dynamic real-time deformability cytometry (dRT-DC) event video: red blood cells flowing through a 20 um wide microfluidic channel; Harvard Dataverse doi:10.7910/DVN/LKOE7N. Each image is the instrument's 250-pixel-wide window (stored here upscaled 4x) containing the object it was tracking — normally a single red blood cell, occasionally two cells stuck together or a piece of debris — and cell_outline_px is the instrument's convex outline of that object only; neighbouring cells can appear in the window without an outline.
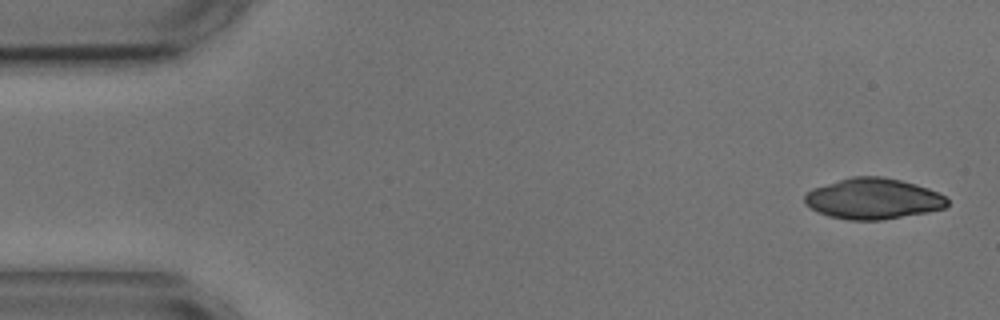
{"species": "common noctule bat (a hibernating species)", "species_latin": "Nyctalus noctula", "temperature_condition": "cold", "stored_images_in_passage": 5, "camera_frame_rate_fps": 3000, "um_per_image_px": 0.085, "animal": {"sex": "male", "body_mass_g": 17.9, "forearm_length_mm": 54.2}, "frame": {"image": 1, "passage_image": 1, "time_ms": 0.0, "image_size_px": [1000, 320], "cell_outline_px": [[948, 204], [944, 208], [928, 212], [880, 220], [852, 220], [828, 216], [804, 204], [804, 192], [812, 188], [852, 176], [880, 176], [900, 180], [916, 184], [928, 188], [944, 196], [948, 200]], "centroid_in_image_um": [74.19, 16.88], "position_along_channel_um": 10.8, "area_um2": 33.87}}